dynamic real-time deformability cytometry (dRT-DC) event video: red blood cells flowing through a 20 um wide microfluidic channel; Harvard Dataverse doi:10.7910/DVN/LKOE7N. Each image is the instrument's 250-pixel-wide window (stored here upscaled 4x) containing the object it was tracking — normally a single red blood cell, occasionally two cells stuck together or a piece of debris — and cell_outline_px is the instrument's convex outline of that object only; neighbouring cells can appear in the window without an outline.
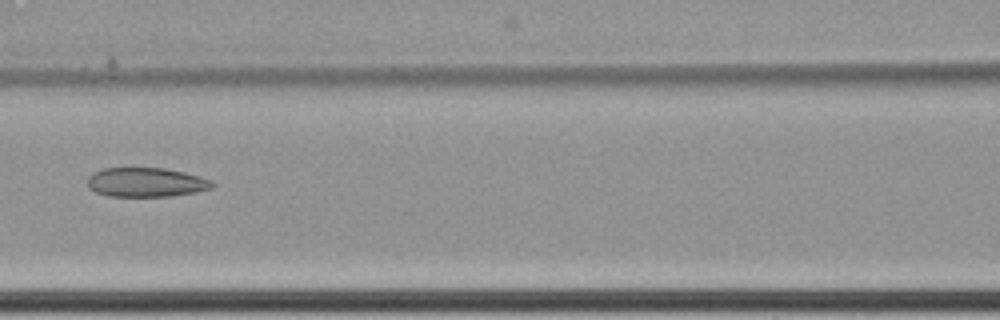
{"species": "common noctule bat (a hibernating species)", "species_latin": "Nyctalus noctula", "temperature_condition": "cold", "stored_images_in_passage": 7, "camera_frame_rate_fps": 3000, "um_per_image_px": 0.085, "animal": {"sex": "female", "body_mass_g": 22.7, "forearm_length_mm": 54.2}, "frame": {"image": 1, "passage_image": 4, "time_ms": 1.0, "image_size_px": [1000, 320], "cell_outline_px": [[216, 184], [212, 188], [196, 192], [168, 196], [108, 196], [96, 192], [88, 188], [88, 176], [92, 172], [104, 168], [164, 168], [184, 172], [200, 176], [212, 180]], "centroid_in_image_um": [12.42, 15.49], "position_along_channel_um": 154.2, "area_um2": 21.39}}
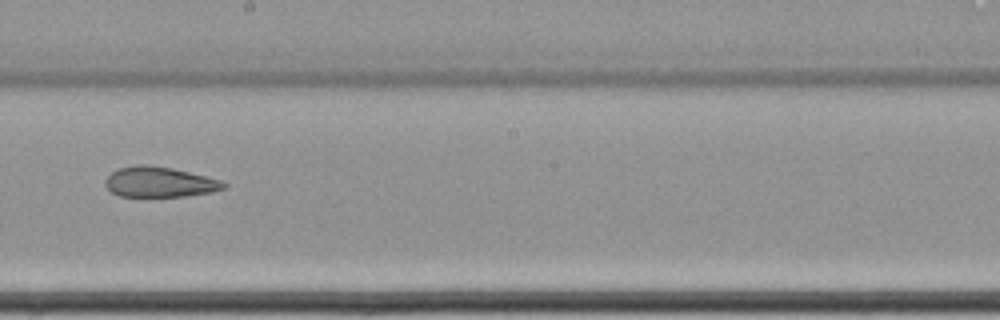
{"frame": {"image": 2, "passage_image": 6, "time_ms": 1.667, "image_size_px": [1000, 320], "cell_outline_px": [[228, 184], [224, 188], [212, 192], [184, 196], [120, 196], [112, 192], [104, 184], [104, 180], [112, 172], [120, 168], [136, 164], [148, 164], [172, 168], [220, 180]], "centroid_in_image_um": [13.54, 15.46], "position_along_channel_um": 234.7, "area_um2": 20.75}}
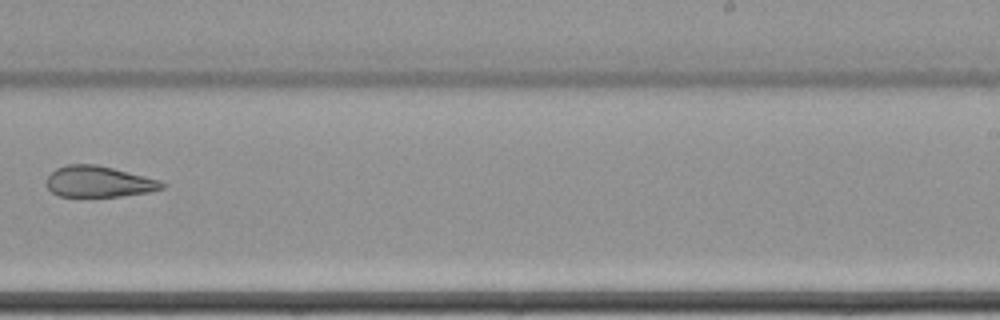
{"frame": {"image": 3, "passage_image": 7, "time_ms": 2.0, "image_size_px": [1000, 320], "cell_outline_px": [[168, 184], [164, 188], [148, 192], [120, 196], [60, 196], [52, 192], [48, 188], [48, 176], [56, 168], [68, 164], [96, 164], [160, 180]], "centroid_in_image_um": [8.42, 15.43], "position_along_channel_um": 280.6, "area_um2": 20.69}}